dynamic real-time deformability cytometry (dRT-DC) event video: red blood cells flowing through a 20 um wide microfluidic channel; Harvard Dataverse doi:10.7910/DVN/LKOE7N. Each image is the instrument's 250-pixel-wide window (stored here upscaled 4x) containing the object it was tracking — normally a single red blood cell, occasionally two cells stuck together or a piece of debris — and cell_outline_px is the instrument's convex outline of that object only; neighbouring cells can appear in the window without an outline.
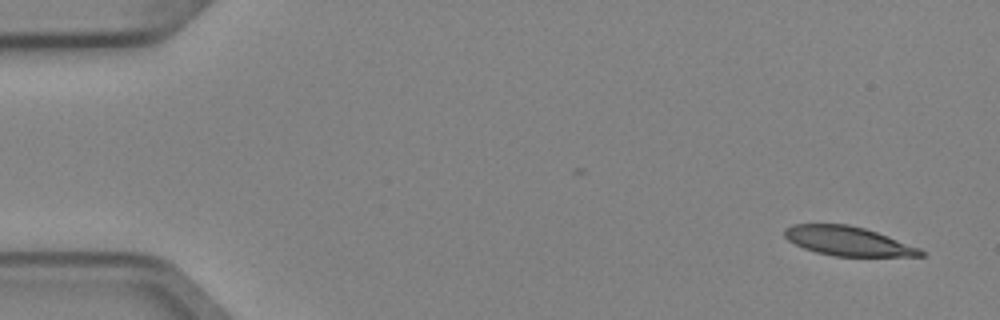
{"species": "Egyptian fruit bat (a non-hibernating species)", "species_latin": "Rousettus aegyptiacus", "temperature_condition": "cold", "stored_images_in_passage": 5, "camera_frame_rate_fps": 3000, "um_per_image_px": 0.085, "animal": {"sex": "female"}, "frame": {"image": 1, "passage_image": 1, "time_ms": 0.0, "image_size_px": [1000, 320], "cell_outline_px": [[924, 256], [832, 256], [816, 252], [804, 248], [788, 240], [784, 236], [784, 228], [792, 224], [848, 224], [864, 228], [888, 236], [920, 248], [924, 252]], "centroid_in_image_um": [72.05, 20.49], "position_along_channel_um": 12.9, "area_um2": 23.06}}
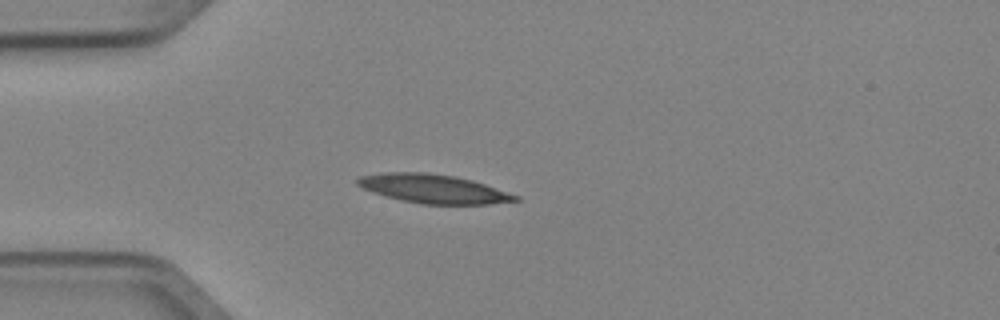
{"frame": {"image": 2, "passage_image": 4, "time_ms": 1.0, "image_size_px": [1000, 320], "cell_outline_px": [[520, 200], [492, 204], [420, 204], [400, 200], [372, 192], [356, 184], [356, 180], [360, 176], [380, 172], [428, 172], [456, 176], [472, 180], [520, 196]], "centroid_in_image_um": [36.83, 16.04], "position_along_channel_um": 48.2, "area_um2": 26.65}}